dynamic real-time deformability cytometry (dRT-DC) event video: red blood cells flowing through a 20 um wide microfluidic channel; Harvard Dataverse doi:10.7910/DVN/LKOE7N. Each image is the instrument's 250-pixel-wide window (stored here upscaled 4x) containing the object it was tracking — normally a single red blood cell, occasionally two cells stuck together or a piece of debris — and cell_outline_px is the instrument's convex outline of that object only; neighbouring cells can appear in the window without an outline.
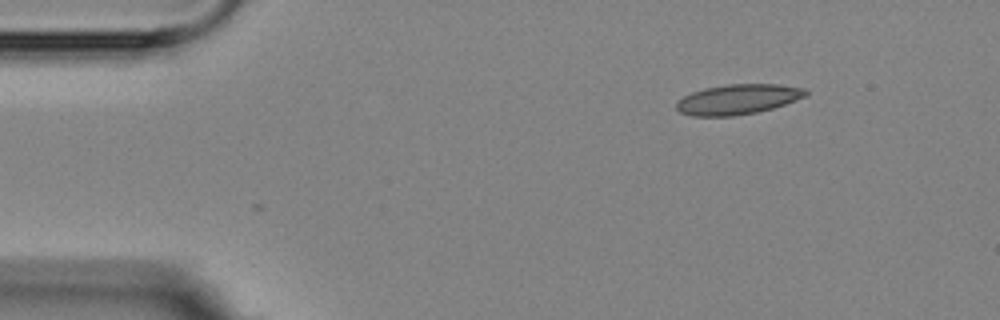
{"species": "Egyptian fruit bat (a non-hibernating species)", "species_latin": "Rousettus aegyptiacus", "temperature_condition": "room temperature", "stored_images_in_passage": 2, "camera_frame_rate_fps": 3000, "um_per_image_px": 0.085, "animal": {"sex": "female"}, "frame": {"image": 1, "passage_image": 2, "time_ms": 2.0, "image_size_px": [1000, 320], "cell_outline_px": [[808, 96], [772, 108], [756, 112], [732, 116], [692, 116], [680, 112], [676, 108], [676, 104], [684, 96], [692, 92], [704, 88], [724, 84], [780, 84], [804, 88], [808, 92]], "centroid_in_image_um": [62.73, 8.43], "position_along_channel_um": 22.3, "area_um2": 22.66}}